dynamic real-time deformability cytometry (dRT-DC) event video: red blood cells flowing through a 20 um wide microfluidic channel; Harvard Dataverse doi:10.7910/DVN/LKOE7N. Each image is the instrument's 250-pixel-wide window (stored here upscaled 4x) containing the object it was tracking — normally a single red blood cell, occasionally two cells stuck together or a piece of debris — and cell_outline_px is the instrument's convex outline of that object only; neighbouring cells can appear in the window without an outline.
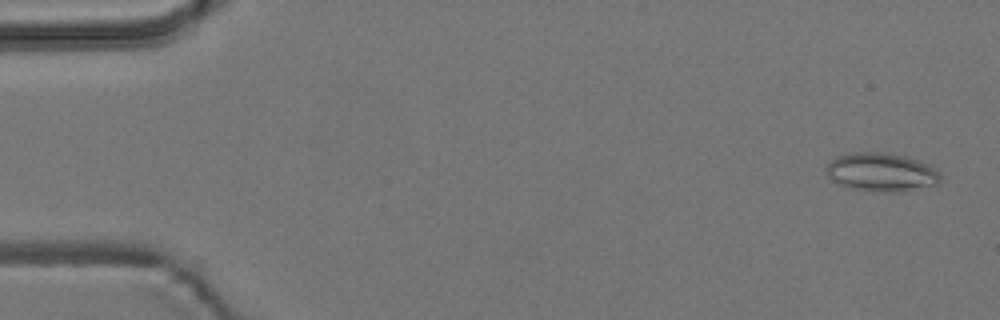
{"species": "common noctule bat (a hibernating species)", "species_latin": "Nyctalus noctula", "temperature_condition": "room temperature", "stored_images_in_passage": 5, "camera_frame_rate_fps": 3000, "um_per_image_px": 0.085, "animal": {"sex": "male", "body_mass_g": 19.2, "forearm_length_mm": 51.8}, "frame": {"image": 1, "passage_image": 1, "time_ms": 0.0, "image_size_px": [1000, 320], "cell_outline_px": [[940, 180], [936, 184], [912, 188], [852, 188], [840, 184], [832, 180], [828, 176], [828, 164], [836, 156], [852, 152], [880, 152], [904, 156], [920, 160], [936, 168], [940, 172]], "centroid_in_image_um": [74.91, 14.55], "position_along_channel_um": 10.1, "area_um2": 24.16}}